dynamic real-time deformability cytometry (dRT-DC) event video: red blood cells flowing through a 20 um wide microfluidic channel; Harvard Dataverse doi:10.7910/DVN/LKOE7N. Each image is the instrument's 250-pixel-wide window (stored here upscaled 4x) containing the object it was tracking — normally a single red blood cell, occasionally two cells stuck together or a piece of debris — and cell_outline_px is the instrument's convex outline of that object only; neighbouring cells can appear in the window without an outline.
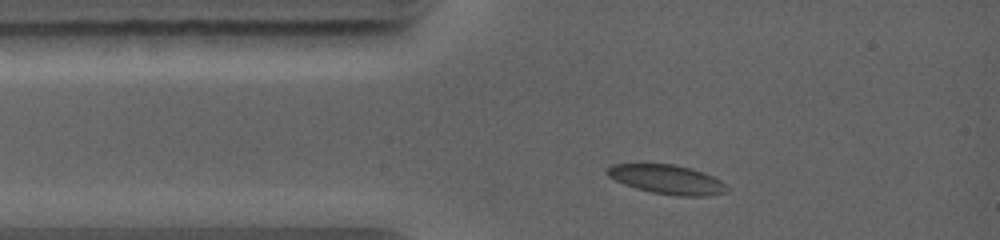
{"species": "common noctule bat (a hibernating species)", "species_latin": "Nyctalus noctula", "temperature_condition": "warm", "stored_images_in_passage": 2, "camera_frame_rate_fps": 5000, "um_per_image_px": 0.085, "animal": {"sex": "female", "body_mass_g": 19.0, "forearm_length_mm": 56.7}, "frame": {"image": 1, "passage_image": 1, "time_ms": 0.0, "image_size_px": [1000, 240], "cell_outline_px": [[728, 192], [708, 196], [680, 196], [652, 192], [636, 188], [624, 184], [608, 176], [604, 172], [612, 164], [676, 164], [692, 168], [712, 176], [720, 180], [728, 188]], "centroid_in_image_um": [56.7, 15.25], "position_along_channel_um": 28.3, "area_um2": 20.35}}